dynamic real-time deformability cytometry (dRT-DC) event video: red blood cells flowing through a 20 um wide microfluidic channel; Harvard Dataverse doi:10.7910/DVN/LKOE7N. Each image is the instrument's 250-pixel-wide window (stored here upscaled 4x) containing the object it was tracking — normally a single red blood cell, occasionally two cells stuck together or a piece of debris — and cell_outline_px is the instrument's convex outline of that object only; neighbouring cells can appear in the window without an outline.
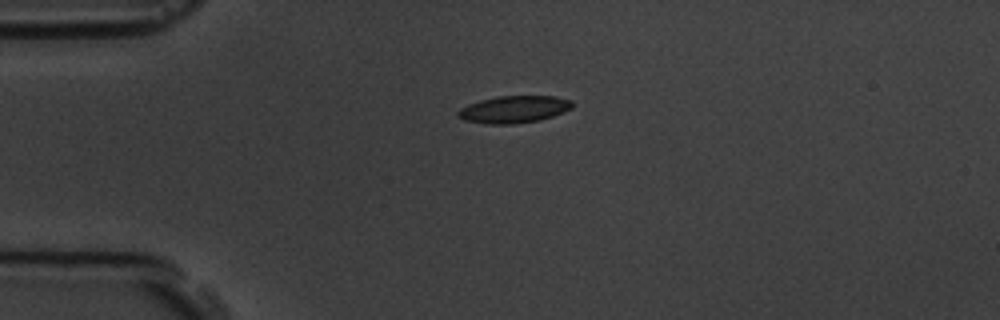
{"species": "common noctule bat (a hibernating species)", "species_latin": "Nyctalus noctula", "temperature_condition": "room temperature", "stored_images_in_passage": 5, "camera_frame_rate_fps": 3000, "um_per_image_px": 0.085, "animal": {"sex": "male", "body_mass_g": 19.5, "forearm_length_mm": 54.6}, "frame": {"image": 1, "passage_image": 5, "time_ms": 4.667, "image_size_px": [1000, 320], "cell_outline_px": [[572, 108], [564, 112], [540, 120], [516, 124], [488, 124], [464, 120], [456, 112], [460, 108], [468, 104], [480, 100], [496, 96], [556, 96], [572, 100]], "centroid_in_image_um": [43.7, 9.29], "position_along_channel_um": 41.3, "area_um2": 18.15}}